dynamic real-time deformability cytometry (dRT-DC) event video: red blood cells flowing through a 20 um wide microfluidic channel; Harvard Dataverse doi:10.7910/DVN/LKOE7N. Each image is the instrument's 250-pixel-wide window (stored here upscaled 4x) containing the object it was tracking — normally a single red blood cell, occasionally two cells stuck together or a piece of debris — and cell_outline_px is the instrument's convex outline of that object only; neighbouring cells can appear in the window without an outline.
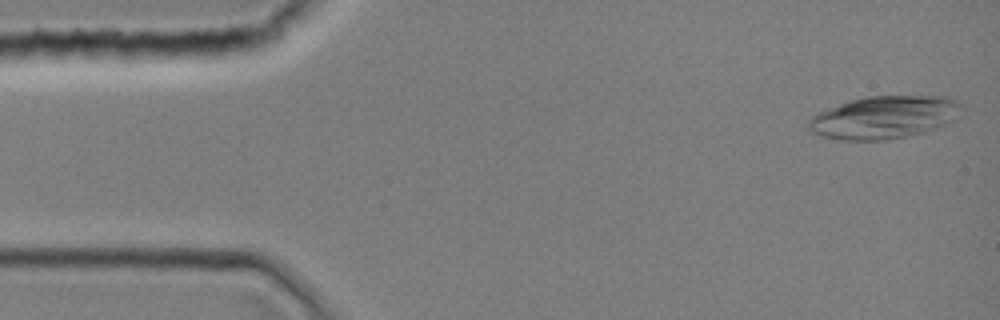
{"species": "common noctule bat (a hibernating species)", "species_latin": "Nyctalus noctula", "temperature_condition": "room temperature", "stored_images_in_passage": 10, "camera_frame_rate_fps": 3000, "um_per_image_px": 0.085, "animal": {"sex": "female", "body_mass_g": 19.0, "forearm_length_mm": 51.5}, "frame": {"image": 1, "passage_image": 1, "time_ms": 0.0, "image_size_px": [1000, 320], "cell_outline_px": [[964, 104], [944, 124], [924, 132], [888, 140], [840, 140], [820, 136], [808, 132], [808, 120], [816, 112], [864, 96], [944, 96], [956, 100]], "centroid_in_image_um": [75.04, 9.97], "position_along_channel_um": 10.0, "area_um2": 37.8}}
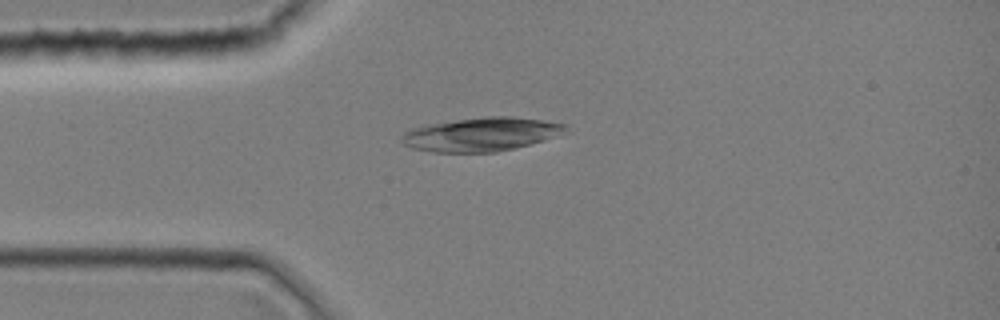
{"frame": {"image": 2, "passage_image": 9, "time_ms": 2.667, "image_size_px": [1000, 320], "cell_outline_px": [[564, 128], [540, 140], [516, 148], [496, 152], [432, 152], [412, 148], [404, 144], [400, 140], [400, 136], [404, 132], [412, 128], [432, 124], [456, 120], [484, 116], [512, 116], [544, 120], [564, 124]], "centroid_in_image_um": [40.75, 11.42], "position_along_channel_um": 44.2, "area_um2": 31.39}}